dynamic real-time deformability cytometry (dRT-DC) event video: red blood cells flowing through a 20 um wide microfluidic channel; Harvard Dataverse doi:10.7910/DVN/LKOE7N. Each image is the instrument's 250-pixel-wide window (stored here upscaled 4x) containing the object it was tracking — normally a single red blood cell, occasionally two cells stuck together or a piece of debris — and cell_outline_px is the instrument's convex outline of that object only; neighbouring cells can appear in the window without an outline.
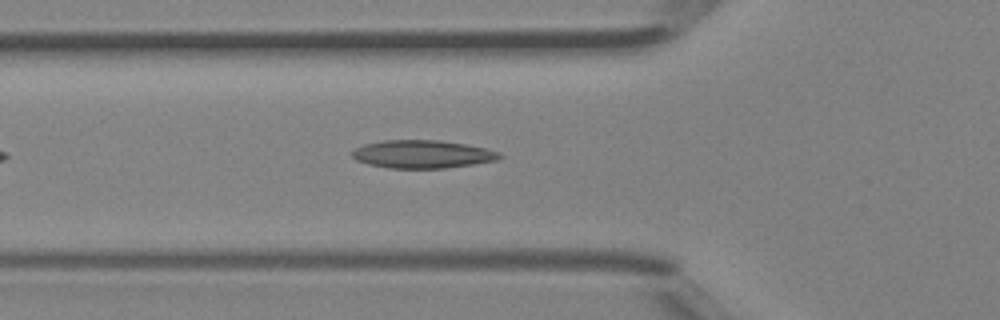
{"species": "Egyptian fruit bat (a non-hibernating species)", "species_latin": "Rousettus aegyptiacus", "temperature_condition": "room temperature", "stored_images_in_passage": 33, "camera_frame_rate_fps": 3000, "um_per_image_px": 0.085, "animal": {"sex": "female"}, "frame": {"image": 1, "passage_image": 6, "time_ms": 1.667, "image_size_px": [1000, 320], "cell_outline_px": [[504, 156], [496, 160], [472, 164], [444, 168], [388, 168], [368, 164], [356, 160], [352, 156], [352, 152], [356, 148], [364, 144], [384, 140], [440, 140], [464, 144], [484, 148], [500, 152]], "centroid_in_image_um": [35.89, 13.1], "position_along_channel_um": 89.9, "area_um2": 23.93}}
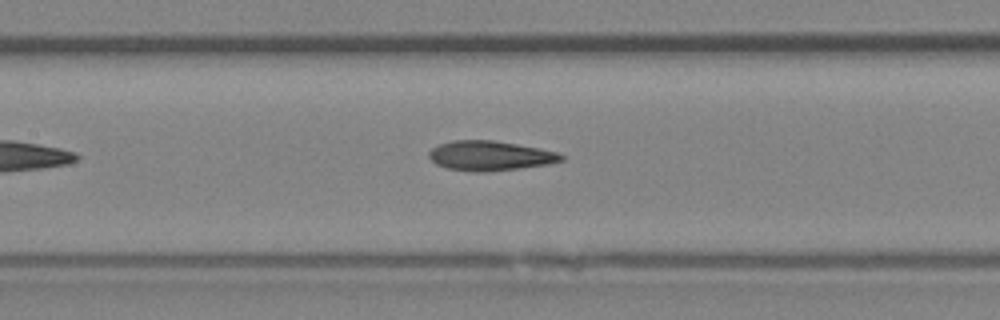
{"frame": {"image": 2, "passage_image": 11, "time_ms": 3.333, "image_size_px": [1000, 320], "cell_outline_px": [[564, 160], [548, 164], [520, 168], [484, 172], [476, 172], [448, 168], [436, 164], [428, 156], [428, 152], [432, 148], [440, 144], [452, 140], [492, 140], [540, 148], [560, 152], [564, 156]], "centroid_in_image_um": [41.67, 13.23], "position_along_channel_um": 165.7, "area_um2": 22.89}}
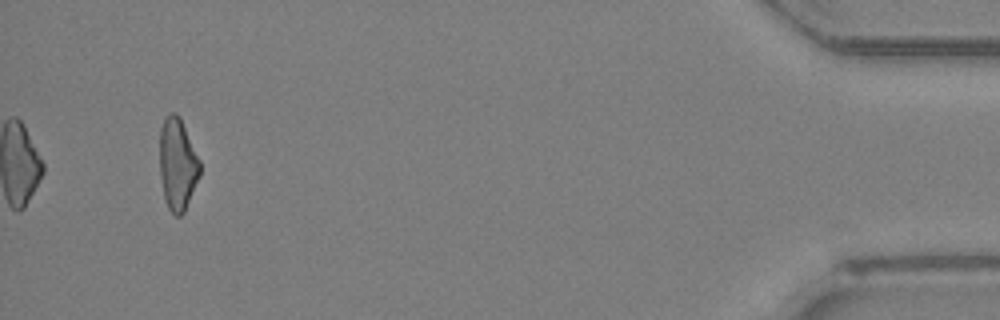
{"frame": {"image": 3, "passage_image": 33, "time_ms": 10.667, "image_size_px": [1000, 320], "cell_outline_px": [[200, 176], [184, 212], [180, 216], [176, 216], [168, 208], [164, 200], [160, 176], [160, 128], [164, 116], [168, 112], [176, 112], [180, 116], [200, 160]], "centroid_in_image_um": [15.08, 13.92], "position_along_channel_um": 420.1, "area_um2": 21.91}, "authors_computed_cell_mechanics": {"area_um2": 22.5998, "velocity_mm_per_s": 4.5446, "shape_relaxation_time_tau1_ms": null, "shape_relaxation_time_tau2_ms": 3.3206, "deformation_change_tau1": null, "deformation_change_tau2": 0.1355}}